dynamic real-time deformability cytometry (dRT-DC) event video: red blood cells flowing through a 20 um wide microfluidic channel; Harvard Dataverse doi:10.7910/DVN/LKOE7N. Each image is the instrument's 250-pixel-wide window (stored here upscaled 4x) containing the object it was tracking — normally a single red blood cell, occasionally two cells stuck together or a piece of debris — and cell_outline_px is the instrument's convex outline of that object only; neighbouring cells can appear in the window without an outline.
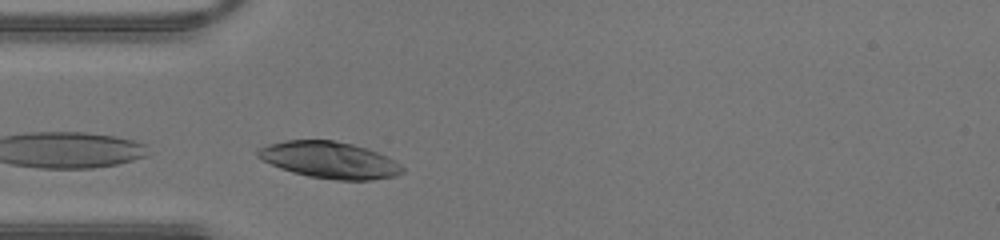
{"species": "human", "species_latin": "Homo sapiens", "temperature_condition": "warm", "stored_images_in_passage": 12, "segment_of_instrument_passage": [2, 2], "camera_frame_rate_fps": 3000, "um_per_image_px": 0.085, "donor": {"sex": "male"}, "frame": {"image": 1, "passage_image": 4, "time_ms": 1.0, "image_size_px": [1000, 240], "cell_outline_px": [[404, 172], [396, 176], [372, 180], [336, 180], [308, 176], [292, 172], [280, 168], [256, 156], [256, 152], [260, 148], [268, 144], [284, 140], [332, 140], [352, 144], [376, 152], [400, 164], [404, 168]], "centroid_in_image_um": [28.0, 13.61], "position_along_channel_um": 57.0, "area_um2": 30.58}}
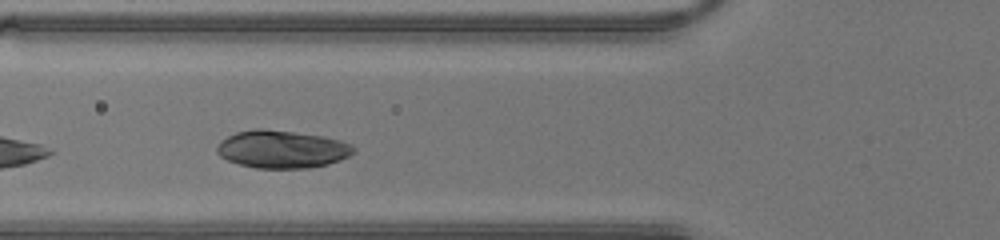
{"frame": {"image": 2, "passage_image": 7, "time_ms": 2.0, "image_size_px": [1000, 240], "cell_outline_px": [[356, 152], [340, 160], [328, 164], [308, 168], [256, 168], [240, 164], [228, 160], [220, 156], [216, 152], [216, 148], [228, 136], [236, 132], [256, 128], [260, 128], [292, 132], [320, 136], [340, 140], [352, 144], [356, 148]], "centroid_in_image_um": [24.0, 12.69], "position_along_channel_um": 101.8, "area_um2": 29.82}}
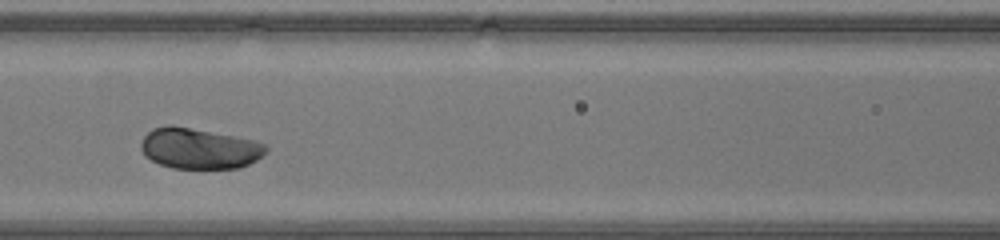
{"frame": {"image": 3, "passage_image": 10, "time_ms": 3.0, "image_size_px": [1000, 240], "cell_outline_px": [[268, 152], [256, 160], [240, 168], [172, 168], [160, 164], [144, 156], [140, 148], [140, 144], [144, 136], [152, 128], [188, 128], [232, 136], [252, 140], [264, 144], [268, 148]], "centroid_in_image_um": [16.95, 12.66], "position_along_channel_um": 149.7, "area_um2": 28.9}}